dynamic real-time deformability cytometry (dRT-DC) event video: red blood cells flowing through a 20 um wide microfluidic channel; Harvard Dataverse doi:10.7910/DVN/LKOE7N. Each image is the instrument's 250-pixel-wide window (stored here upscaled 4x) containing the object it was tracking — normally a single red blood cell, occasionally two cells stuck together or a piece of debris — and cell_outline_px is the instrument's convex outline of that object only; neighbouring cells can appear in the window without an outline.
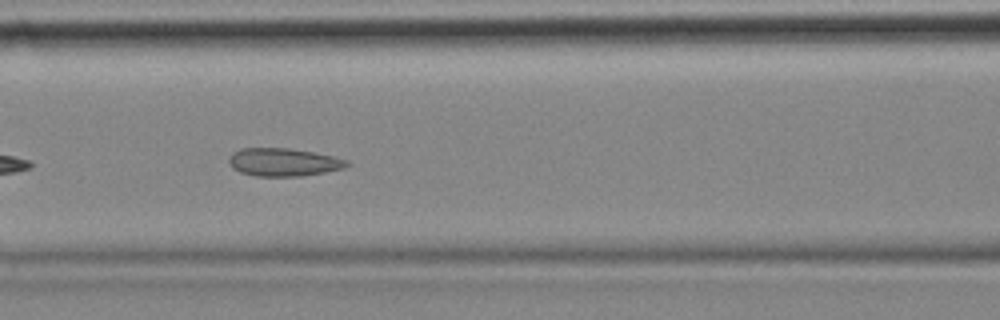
{"species": "common noctule bat (a hibernating species)", "species_latin": "Nyctalus noctula", "temperature_condition": "cold", "stored_images_in_passage": 8, "camera_frame_rate_fps": 3000, "um_per_image_px": 0.085, "animal": {"sex": "female", "body_mass_g": 18.4}, "frame": {"image": 1, "passage_image": 7, "time_ms": 2.0, "image_size_px": [1000, 320], "cell_outline_px": [[352, 164], [344, 168], [304, 176], [256, 176], [240, 172], [232, 168], [228, 160], [232, 152], [240, 148], [288, 148], [312, 152], [332, 156], [348, 160]], "centroid_in_image_um": [24.09, 13.78], "position_along_channel_um": 142.5, "area_um2": 19.31}}